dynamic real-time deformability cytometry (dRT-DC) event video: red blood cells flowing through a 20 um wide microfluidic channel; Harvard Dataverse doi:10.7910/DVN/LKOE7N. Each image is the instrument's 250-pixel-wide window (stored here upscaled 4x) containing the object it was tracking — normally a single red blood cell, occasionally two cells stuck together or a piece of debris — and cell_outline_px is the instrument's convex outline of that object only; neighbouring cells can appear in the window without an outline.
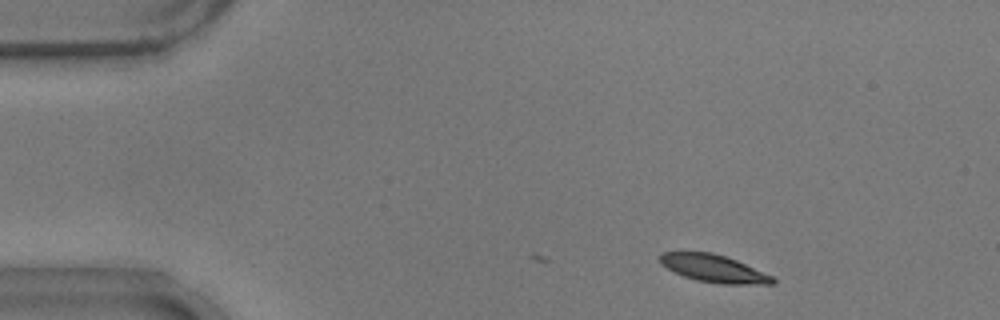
{"species": "common noctule bat (a hibernating species)", "species_latin": "Nyctalus noctula", "temperature_condition": "warm", "stored_images_in_passage": 4, "camera_frame_rate_fps": 3000, "um_per_image_px": 0.085, "animal": {"sex": "male", "body_mass_g": 17.9}, "frame": {"image": 1, "passage_image": 4, "time_ms": 1.0, "image_size_px": [1000, 320], "cell_outline_px": [[776, 284], [720, 284], [696, 280], [684, 276], [660, 264], [660, 252], [712, 252], [736, 260], [772, 276], [776, 280]], "centroid_in_image_um": [60.67, 22.82], "position_along_channel_um": 24.3, "area_um2": 17.92}}